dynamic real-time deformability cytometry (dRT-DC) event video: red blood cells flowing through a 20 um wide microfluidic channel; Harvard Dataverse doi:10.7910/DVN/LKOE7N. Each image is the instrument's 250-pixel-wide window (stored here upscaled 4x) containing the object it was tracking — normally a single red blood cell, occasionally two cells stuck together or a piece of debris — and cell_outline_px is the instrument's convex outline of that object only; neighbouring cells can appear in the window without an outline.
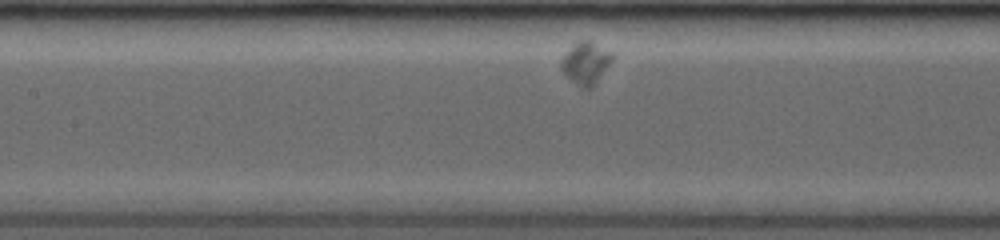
{"species": "common noctule bat (a hibernating species)", "species_latin": "Nyctalus noctula", "temperature_condition": "room temperature", "stored_images_in_passage": 33, "camera_frame_rate_fps": 3500, "um_per_image_px": 0.085, "animal": {"sex": "female", "body_mass_g": 19.0, "forearm_length_mm": 53.3}, "frame": {"image": 1, "passage_image": 10, "time_ms": 2.571, "image_size_px": [1000, 240], "cell_outline_px": [[616, 56], [596, 80], [588, 88], [584, 88], [572, 80], [560, 68], [560, 60], [580, 40], [588, 40], [612, 52]], "centroid_in_image_um": [49.81, 5.32], "position_along_channel_um": 157.6, "area_um2": 11.85}}
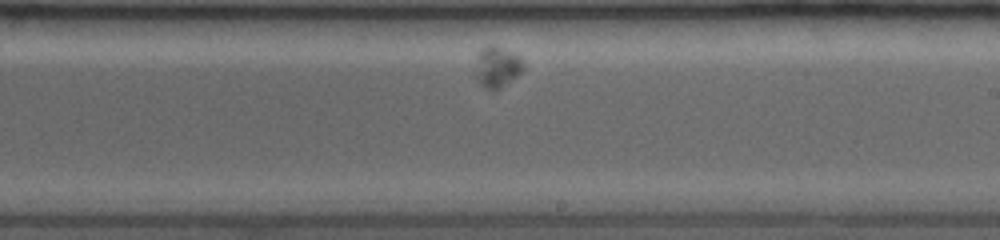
{"frame": {"image": 2, "passage_image": 19, "time_ms": 5.143, "image_size_px": [1000, 240], "cell_outline_px": [[524, 68], [516, 76], [492, 92], [484, 88], [472, 76], [476, 56], [488, 44], [492, 44], [512, 52], [520, 56], [524, 64]], "centroid_in_image_um": [42.18, 5.7], "position_along_channel_um": 246.8, "area_um2": 11.73}}
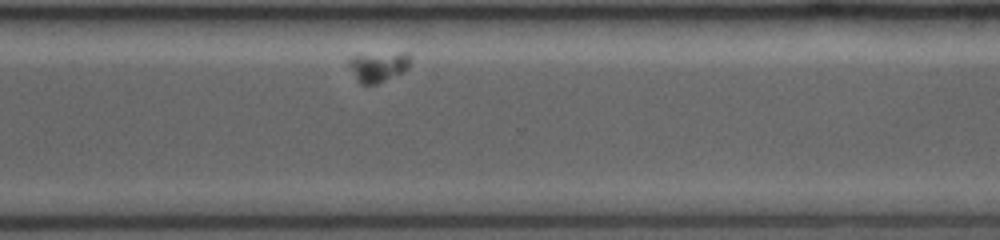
{"frame": {"image": 3, "passage_image": 28, "time_ms": 7.714, "image_size_px": [1000, 240], "cell_outline_px": [[412, 56], [408, 68], [404, 72], [376, 84], [360, 84], [356, 80], [348, 64], [348, 60], [352, 56], [404, 52], [408, 52]], "centroid_in_image_um": [32.18, 5.67], "position_along_channel_um": 338.4, "area_um2": 10.81}}